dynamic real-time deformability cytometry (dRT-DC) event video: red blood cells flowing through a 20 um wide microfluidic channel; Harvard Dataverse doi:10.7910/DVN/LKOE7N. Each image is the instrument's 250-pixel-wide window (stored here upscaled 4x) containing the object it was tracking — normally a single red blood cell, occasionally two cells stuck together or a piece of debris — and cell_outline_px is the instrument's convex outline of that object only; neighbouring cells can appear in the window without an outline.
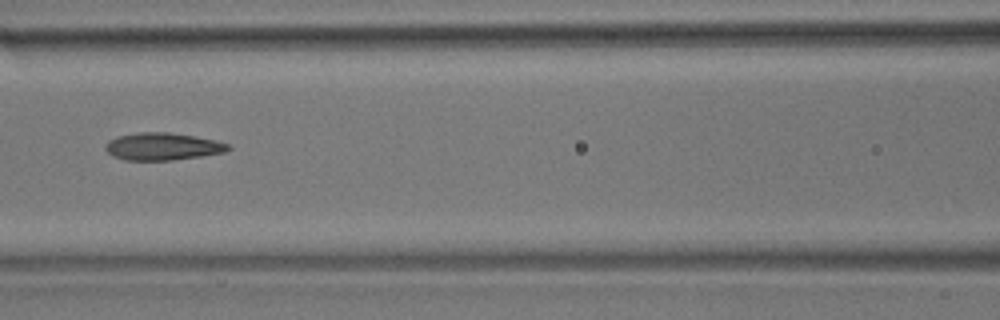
{"species": "common noctule bat (a hibernating species)", "species_latin": "Nyctalus noctula", "temperature_condition": "room temperature", "stored_images_in_passage": 11, "camera_frame_rate_fps": 3000, "um_per_image_px": 0.085, "animal": {"sex": "male", "body_mass_g": 17.9}, "frame": {"image": 1, "passage_image": 4, "time_ms": 4.333, "image_size_px": [1000, 320], "cell_outline_px": [[232, 148], [224, 152], [200, 156], [172, 160], [124, 160], [112, 156], [104, 148], [104, 144], [108, 140], [116, 136], [140, 132], [168, 132], [196, 136], [216, 140], [228, 144]], "centroid_in_image_um": [13.78, 12.44], "position_along_channel_um": 152.8, "area_um2": 19.71}}
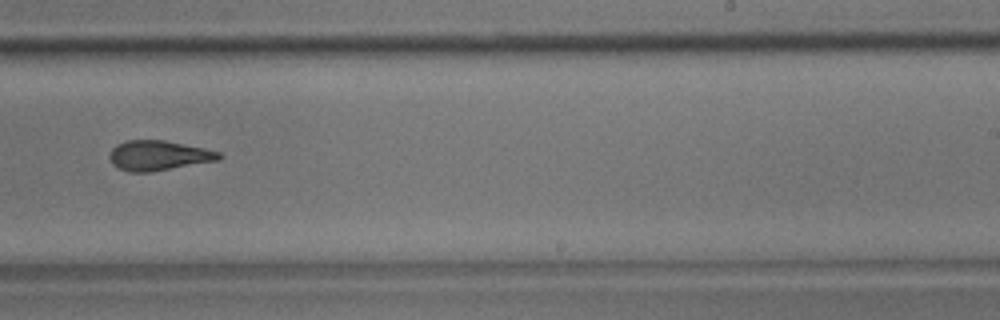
{"frame": {"image": 2, "passage_image": 7, "time_ms": 7.667, "image_size_px": [1000, 320], "cell_outline_px": [[224, 156], [220, 160], [148, 172], [128, 172], [112, 164], [108, 156], [112, 148], [116, 144], [128, 140], [164, 140], [204, 148], [220, 152]], "centroid_in_image_um": [13.47, 13.21], "position_along_channel_um": 275.5, "area_um2": 19.07}}
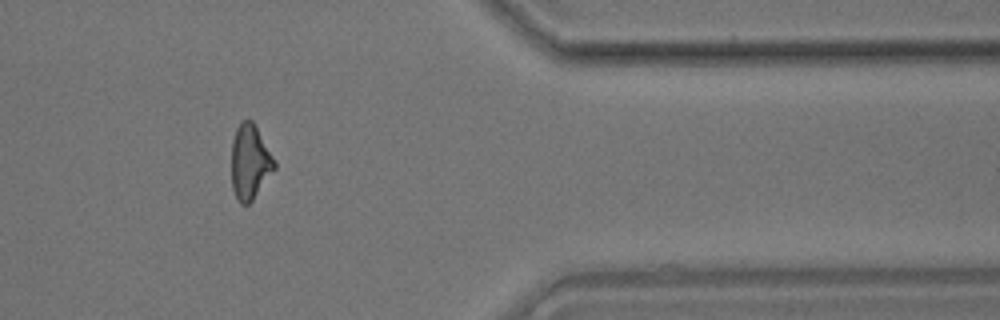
{"frame": {"image": 3, "passage_image": 10, "time_ms": 11.333, "image_size_px": [1000, 320], "cell_outline_px": [[276, 168], [252, 200], [248, 204], [240, 204], [232, 188], [232, 140], [236, 128], [240, 120], [252, 120], [276, 160]], "centroid_in_image_um": [21.25, 13.75], "position_along_channel_um": 390.2, "area_um2": 18.73}, "authors_computed_cell_mechanics": {"area_um2": 19.1318, "velocity_mm_per_s": 3.6981, "shape_relaxation_time_tau1_ms": 9.9852, "shape_relaxation_time_tau2_ms": 2.7929, "deformation_change_tau1": 0.2674, "deformation_change_tau2": 0.1077}}